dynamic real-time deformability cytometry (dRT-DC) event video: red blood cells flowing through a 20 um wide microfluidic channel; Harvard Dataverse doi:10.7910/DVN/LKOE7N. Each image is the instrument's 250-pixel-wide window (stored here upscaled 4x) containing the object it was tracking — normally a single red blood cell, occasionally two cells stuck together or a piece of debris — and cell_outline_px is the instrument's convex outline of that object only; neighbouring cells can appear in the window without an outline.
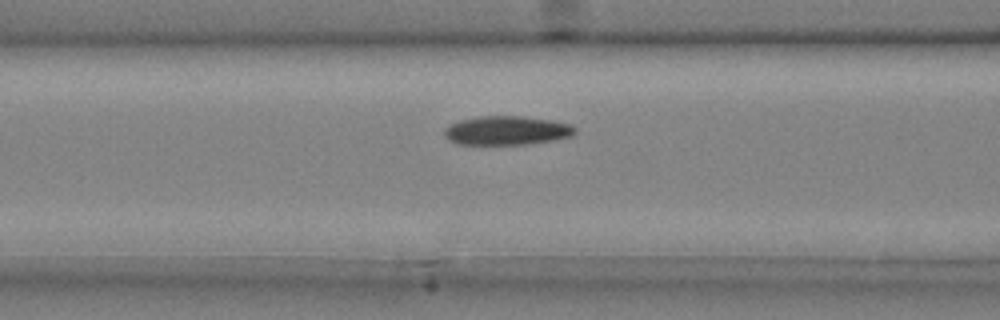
{"species": "common noctule bat (a hibernating species)", "species_latin": "Nyctalus noctula", "temperature_condition": "cold", "stored_images_in_passage": 43, "camera_frame_rate_fps": 3000, "um_per_image_px": 0.085, "animal": {"sex": "male", "body_mass_g": 20.4}, "frame": {"image": 1, "passage_image": 20, "time_ms": 6.333, "image_size_px": [1000, 320], "cell_outline_px": [[576, 132], [572, 136], [552, 140], [528, 144], [456, 144], [448, 140], [444, 136], [444, 128], [448, 124], [460, 120], [480, 116], [524, 116], [548, 120], [568, 124], [576, 128]], "centroid_in_image_um": [43.01, 11.09], "position_along_channel_um": 123.6, "area_um2": 22.02}}
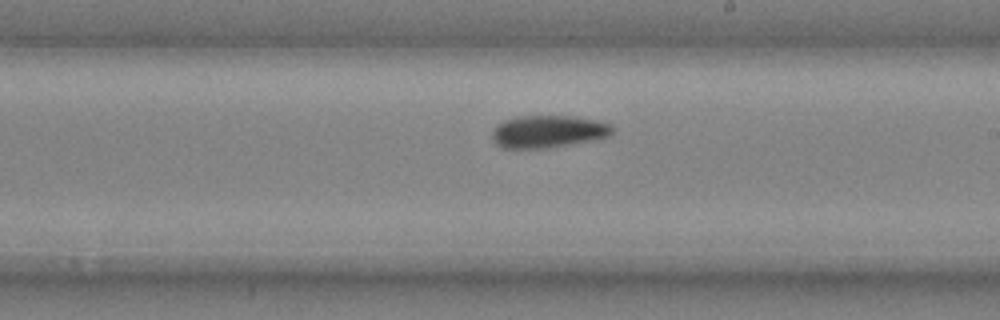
{"frame": {"image": 2, "passage_image": 29, "time_ms": 9.333, "image_size_px": [1000, 320], "cell_outline_px": [[612, 132], [608, 136], [592, 140], [548, 148], [504, 148], [496, 144], [492, 136], [492, 132], [504, 120], [516, 116], [572, 116], [596, 120], [612, 124]], "centroid_in_image_um": [46.6, 11.17], "position_along_channel_um": 242.4, "area_um2": 22.48}}
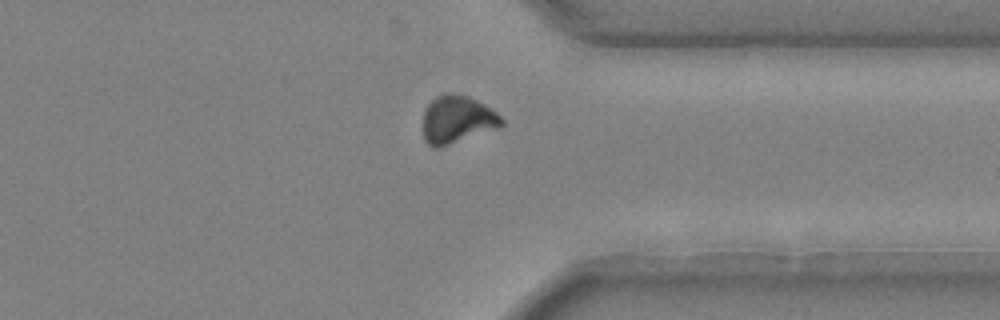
{"frame": {"image": 3, "passage_image": 39, "time_ms": 12.667, "image_size_px": [1000, 320], "cell_outline_px": [[504, 124], [500, 128], [440, 148], [432, 148], [424, 140], [424, 108], [436, 96], [444, 92], [448, 92], [468, 96], [484, 104], [496, 112], [504, 120]], "centroid_in_image_um": [38.87, 10.17], "position_along_channel_um": 372.5, "area_um2": 22.2}, "authors_computed_cell_mechanics": {"area_um2": 22.0218, "velocity_mm_per_s": 3.9757, "shape_relaxation_time_tau1_ms": 4.3247, "shape_relaxation_time_tau2_ms": 10.3354, "deformation_change_tau1": 0.1109, "deformation_change_tau2": 0.0956}}